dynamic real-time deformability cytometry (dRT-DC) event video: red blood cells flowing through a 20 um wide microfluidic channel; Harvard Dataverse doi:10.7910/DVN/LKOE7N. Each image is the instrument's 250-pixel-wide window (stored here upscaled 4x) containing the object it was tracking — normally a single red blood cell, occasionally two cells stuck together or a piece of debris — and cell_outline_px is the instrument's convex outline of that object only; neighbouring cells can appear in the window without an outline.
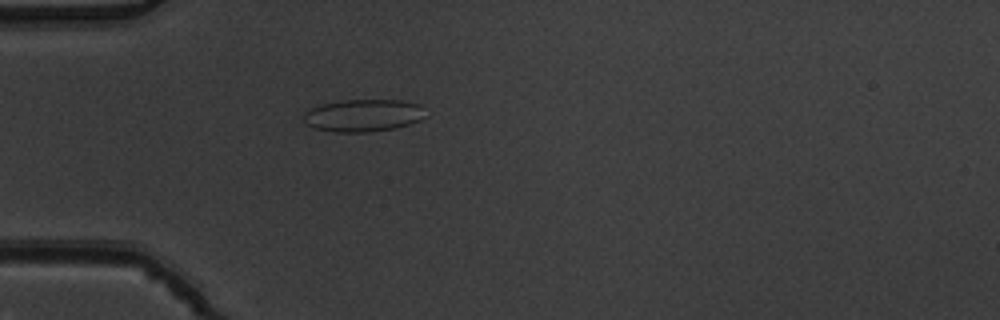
{"species": "common noctule bat (a hibernating species)", "species_latin": "Nyctalus noctula", "temperature_condition": "warm", "stored_images_in_passage": 53, "camera_frame_rate_fps": 3000, "um_per_image_px": 0.085, "animal": {"sex": "male", "body_mass_g": 19.5, "forearm_length_mm": 54.6}, "frame": {"image": 1, "passage_image": 16, "time_ms": 5.0, "image_size_px": [1000, 320], "cell_outline_px": [[428, 116], [420, 120], [396, 128], [368, 132], [336, 132], [316, 128], [308, 124], [304, 120], [304, 112], [312, 108], [324, 104], [344, 100], [400, 100], [420, 104]], "centroid_in_image_um": [30.94, 9.81], "position_along_channel_um": 54.1, "area_um2": 22.89}}
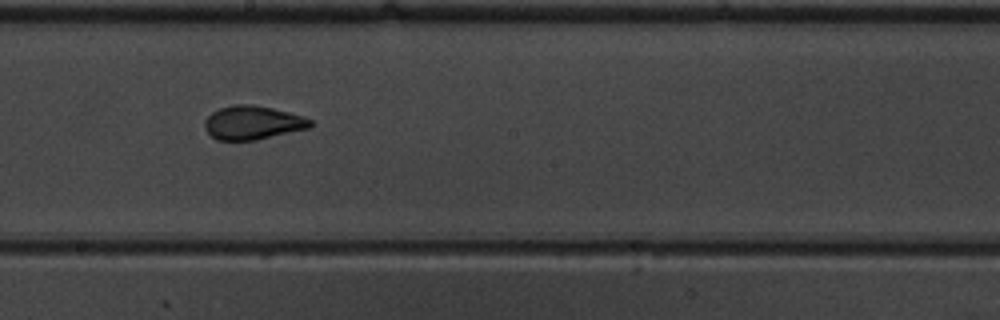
{"frame": {"image": 2, "passage_image": 30, "time_ms": 9.667, "image_size_px": [1000, 320], "cell_outline_px": [[312, 124], [308, 128], [256, 140], [216, 140], [204, 128], [204, 120], [212, 112], [220, 108], [236, 104], [252, 104], [272, 108], [304, 116], [312, 120]], "centroid_in_image_um": [21.46, 10.42], "position_along_channel_um": 226.7, "area_um2": 20.69}}
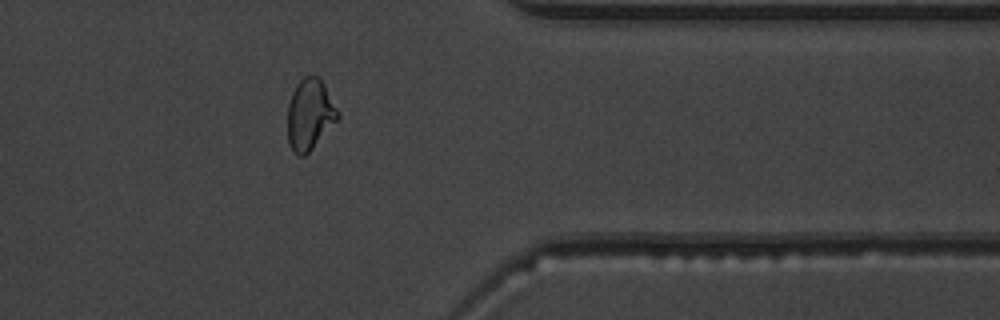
{"frame": {"image": 3, "passage_image": 43, "time_ms": 14.0, "image_size_px": [1000, 320], "cell_outline_px": [[340, 116], [312, 148], [304, 156], [296, 156], [288, 144], [288, 104], [292, 92], [296, 84], [304, 76], [320, 76], [340, 112]], "centroid_in_image_um": [26.33, 9.71], "position_along_channel_um": 385.1, "area_um2": 20.81}, "authors_computed_cell_mechanics": {"area_um2": 21.6172, "velocity_mm_per_s": 3.9037, "shape_relaxation_time_tau1_ms": 5.2329, "shape_relaxation_time_tau2_ms": null, "deformation_change_tau1": 0.1523, "deformation_change_tau2": null}}